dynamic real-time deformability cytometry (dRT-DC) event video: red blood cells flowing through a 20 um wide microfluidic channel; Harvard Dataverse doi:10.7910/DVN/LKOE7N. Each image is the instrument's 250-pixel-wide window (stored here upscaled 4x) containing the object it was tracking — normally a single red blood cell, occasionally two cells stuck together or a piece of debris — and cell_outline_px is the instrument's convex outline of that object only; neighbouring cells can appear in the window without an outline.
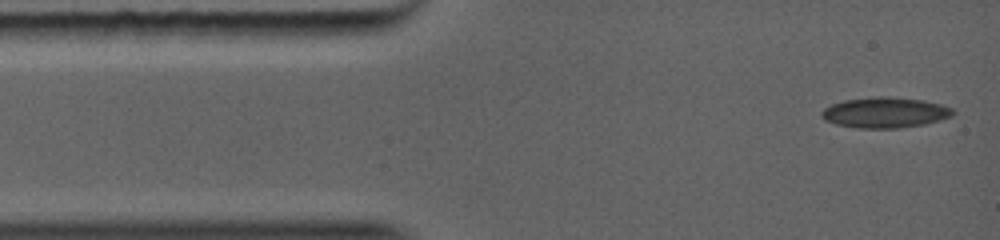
{"species": "common noctule bat (a hibernating species)", "species_latin": "Nyctalus noctula", "temperature_condition": "warm", "stored_images_in_passage": 17, "camera_frame_rate_fps": 5000, "um_per_image_px": 0.085, "animal": {"sex": "female", "body_mass_g": 19.0, "forearm_length_mm": 56.7}, "frame": {"image": 1, "passage_image": 1, "time_ms": 0.0, "image_size_px": [1000, 240], "cell_outline_px": [[952, 112], [944, 116], [916, 124], [888, 128], [876, 128], [840, 124], [828, 120], [824, 116], [824, 112], [832, 104], [844, 100], [876, 96], [892, 96], [924, 100], [948, 108]], "centroid_in_image_um": [75.14, 9.51], "position_along_channel_um": 9.9, "area_um2": 21.5}}
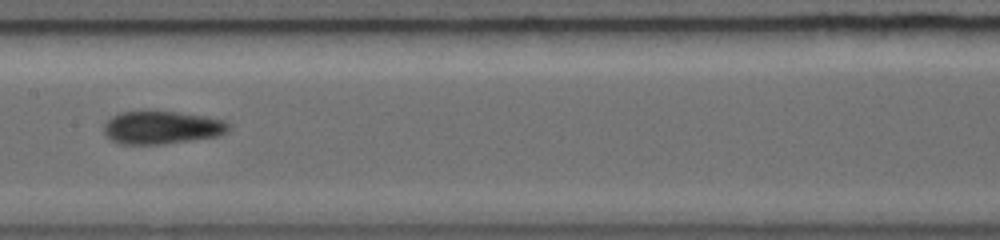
{"frame": {"image": 2, "passage_image": 7, "time_ms": 5.0, "image_size_px": [1000, 240], "cell_outline_px": [[224, 128], [220, 132], [200, 136], [172, 140], [132, 144], [116, 140], [112, 136], [108, 128], [108, 124], [116, 116], [124, 112], [168, 112], [196, 116], [212, 120], [224, 124]], "centroid_in_image_um": [13.6, 10.79], "position_along_channel_um": 193.8, "area_um2": 19.88}}
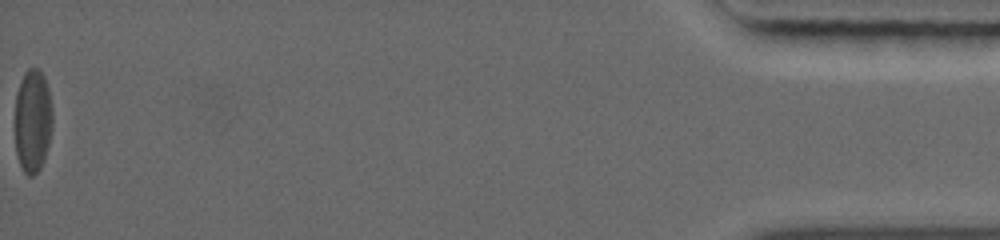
{"frame": {"image": 3, "passage_image": 17, "time_ms": 12.8, "image_size_px": [1000, 240], "cell_outline_px": [[48, 132], [44, 148], [40, 160], [36, 168], [28, 176], [24, 172], [20, 164], [16, 148], [16, 96], [20, 84], [28, 68], [36, 68], [40, 72], [44, 80], [48, 96]], "centroid_in_image_um": [2.68, 10.19], "position_along_channel_um": 432.5, "area_um2": 19.88}}